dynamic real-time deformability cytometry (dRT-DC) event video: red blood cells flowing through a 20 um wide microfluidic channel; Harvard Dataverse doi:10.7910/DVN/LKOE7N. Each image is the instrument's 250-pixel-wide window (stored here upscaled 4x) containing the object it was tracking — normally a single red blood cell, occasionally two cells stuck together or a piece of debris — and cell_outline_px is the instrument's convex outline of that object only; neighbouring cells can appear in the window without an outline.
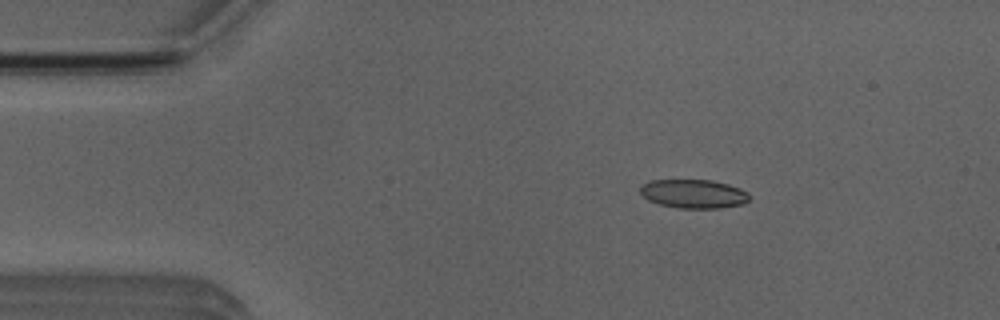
{"species": "Egyptian fruit bat (a non-hibernating species)", "species_latin": "Rousettus aegyptiacus", "temperature_condition": "room temperature", "stored_images_in_passage": 53, "camera_frame_rate_fps": 3000, "um_per_image_px": 0.085, "animal": {"sex": "male"}, "frame": {"image": 1, "passage_image": 9, "time_ms": 2.667, "image_size_px": [1000, 320], "cell_outline_px": [[752, 196], [744, 204], [720, 208], [680, 208], [660, 204], [648, 200], [640, 192], [640, 188], [648, 180], [712, 180], [728, 184], [740, 188], [748, 192]], "centroid_in_image_um": [59.0, 16.47], "position_along_channel_um": 26.0, "area_um2": 18.38}}
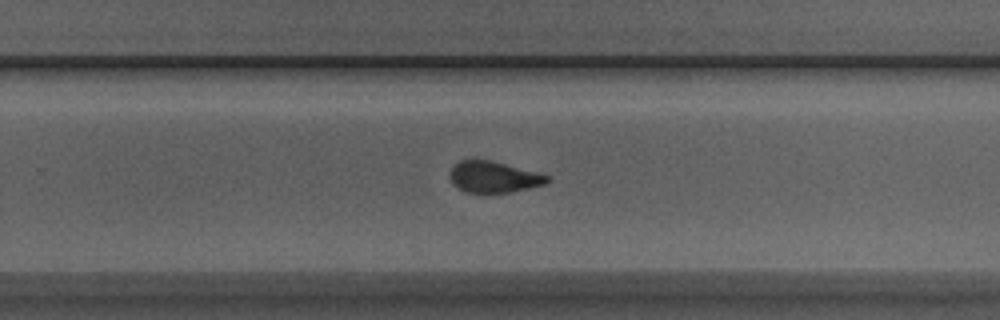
{"frame": {"image": 2, "passage_image": 34, "time_ms": 11.0, "image_size_px": [1000, 320], "cell_outline_px": [[552, 180], [544, 184], [512, 192], [464, 192], [452, 184], [448, 176], [448, 172], [460, 160], [492, 160], [548, 176]], "centroid_in_image_um": [41.91, 15.05], "position_along_channel_um": 287.9, "area_um2": 17.57}}
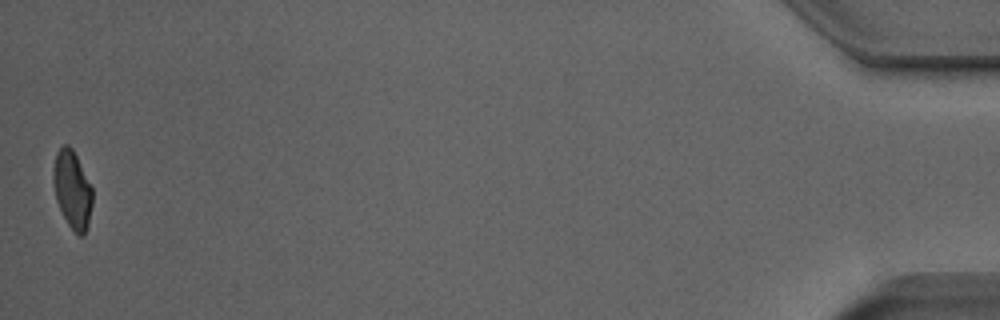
{"frame": {"image": 3, "passage_image": 53, "time_ms": 17.333, "image_size_px": [1000, 320], "cell_outline_px": [[92, 204], [88, 224], [84, 236], [80, 236], [68, 224], [56, 200], [52, 180], [52, 168], [56, 152], [64, 144], [68, 144], [72, 148], [92, 188]], "centroid_in_image_um": [6.12, 16.09], "position_along_channel_um": 429.1, "area_um2": 17.63}, "authors_computed_cell_mechanics": {"area_um2": 18.6116, "velocity_mm_per_s": 3.8421, "shape_relaxation_time_tau1_ms": 11.0512, "shape_relaxation_time_tau2_ms": 1.1199, "deformation_change_tau1": 0.2274, "deformation_change_tau2": 0.0617}}